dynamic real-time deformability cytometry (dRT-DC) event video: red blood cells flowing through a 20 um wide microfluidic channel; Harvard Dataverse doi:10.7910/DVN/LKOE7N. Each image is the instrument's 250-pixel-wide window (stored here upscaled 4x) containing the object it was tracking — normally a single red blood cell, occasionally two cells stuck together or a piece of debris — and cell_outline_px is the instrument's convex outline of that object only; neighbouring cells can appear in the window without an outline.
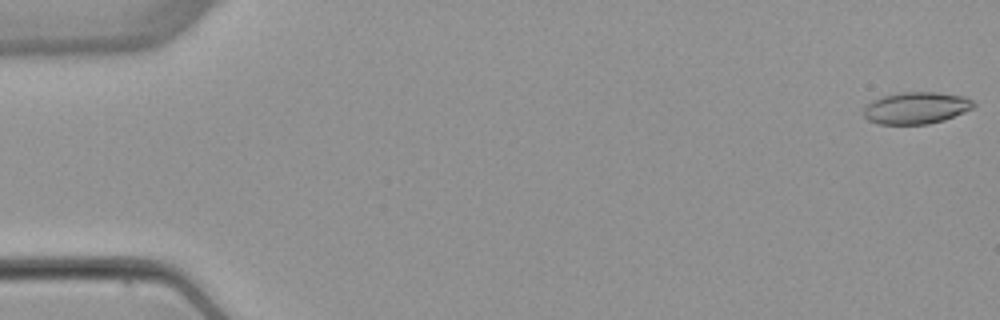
{"species": "common noctule bat (a hibernating species)", "species_latin": "Nyctalus noctula", "temperature_condition": "warm", "stored_images_in_passage": 5, "camera_frame_rate_fps": 3000, "um_per_image_px": 0.085, "animal": {"sex": "female", "body_mass_g": 22.7, "forearm_length_mm": 54.2}, "frame": {"image": 1, "passage_image": 1, "time_ms": 0.0, "image_size_px": [1000, 320], "cell_outline_px": [[976, 108], [944, 120], [928, 124], [880, 124], [868, 120], [864, 116], [864, 108], [872, 100], [884, 96], [900, 92], [936, 92], [964, 96], [972, 100], [976, 104]], "centroid_in_image_um": [77.92, 9.17], "position_along_channel_um": 7.1, "area_um2": 20.52}}